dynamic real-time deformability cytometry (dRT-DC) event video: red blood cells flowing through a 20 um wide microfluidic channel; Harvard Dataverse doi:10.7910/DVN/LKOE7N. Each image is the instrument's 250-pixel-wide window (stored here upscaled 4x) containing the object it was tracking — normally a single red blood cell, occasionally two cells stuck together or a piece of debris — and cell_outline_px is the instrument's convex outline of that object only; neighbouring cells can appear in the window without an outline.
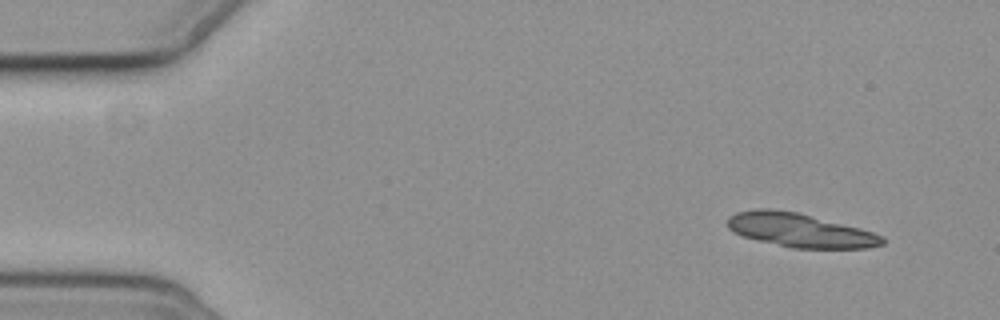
{"species": "common noctule bat (a hibernating species)", "species_latin": "Nyctalus noctula", "temperature_condition": "cold", "stored_images_in_passage": 10, "camera_frame_rate_fps": 3000, "um_per_image_px": 0.085, "animal": {"sex": "female", "body_mass_g": 19.3, "forearm_length_mm": 54.1}, "frame": {"image": 1, "passage_image": 1, "time_ms": 0.0, "image_size_px": [1000, 320], "cell_outline_px": [[884, 244], [868, 248], [792, 248], [756, 240], [732, 232], [728, 228], [728, 216], [736, 212], [760, 208], [768, 208], [796, 212], [860, 228], [884, 236]], "centroid_in_image_um": [67.98, 19.57], "position_along_channel_um": 17.0, "area_um2": 30.4}}
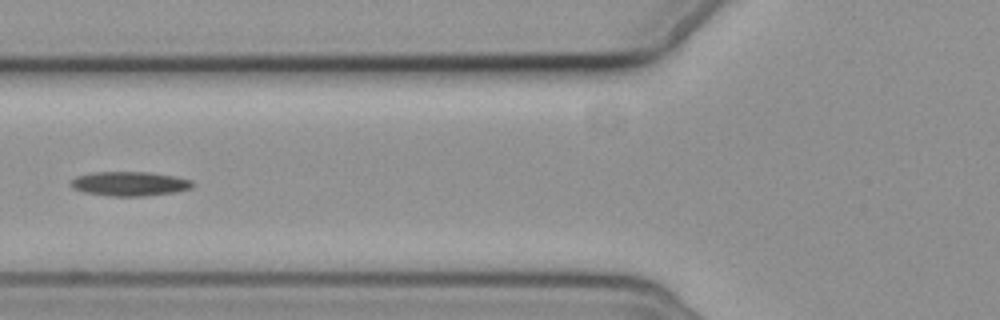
{"frame": {"image": 2, "passage_image": 6, "time_ms": 6.0, "image_size_px": [1000, 320], "cell_outline_px": [[192, 188], [172, 192], [144, 196], [108, 196], [84, 192], [72, 188], [72, 180], [76, 176], [92, 172], [148, 172], [176, 176], [192, 180]], "centroid_in_image_um": [11.01, 15.61], "position_along_channel_um": 114.8, "area_um2": 17.17}}
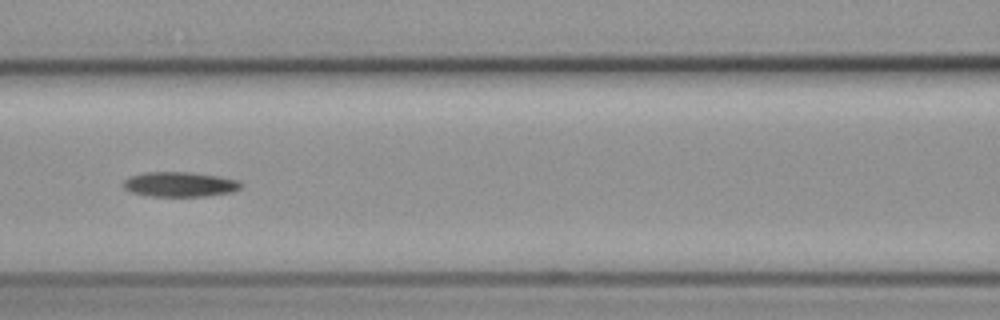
{"frame": {"image": 3, "passage_image": 7, "time_ms": 7.0, "image_size_px": [1000, 320], "cell_outline_px": [[240, 188], [232, 192], [208, 196], [152, 196], [132, 192], [124, 188], [124, 180], [132, 176], [148, 172], [188, 172], [216, 176], [236, 180], [240, 184]], "centroid_in_image_um": [15.28, 15.67], "position_along_channel_um": 151.3, "area_um2": 16.65}}